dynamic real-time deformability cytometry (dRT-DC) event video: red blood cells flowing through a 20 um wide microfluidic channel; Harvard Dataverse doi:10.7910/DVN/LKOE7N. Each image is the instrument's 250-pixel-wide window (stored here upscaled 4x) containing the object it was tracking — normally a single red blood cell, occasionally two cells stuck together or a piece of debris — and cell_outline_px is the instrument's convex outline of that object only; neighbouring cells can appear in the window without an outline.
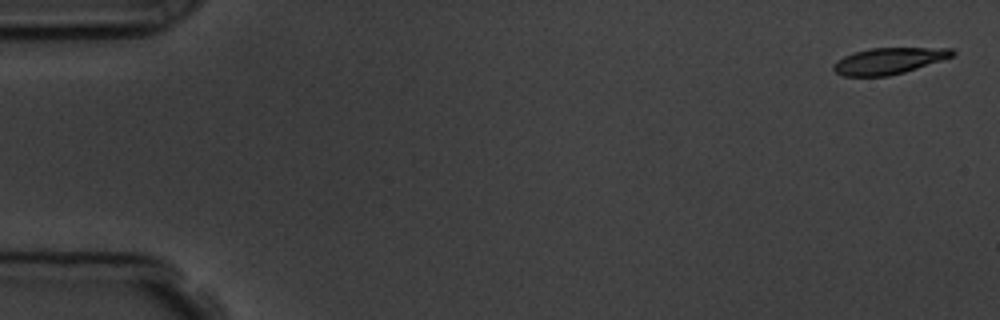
{"species": "common noctule bat (a hibernating species)", "species_latin": "Nyctalus noctula", "temperature_condition": "room temperature", "stored_images_in_passage": 5, "camera_frame_rate_fps": 3000, "um_per_image_px": 0.085, "animal": {"sex": "male", "body_mass_g": 19.5, "forearm_length_mm": 54.6}, "frame": {"image": 1, "passage_image": 1, "time_ms": 0.0, "image_size_px": [1000, 320], "cell_outline_px": [[956, 52], [952, 56], [904, 72], [888, 76], [844, 76], [836, 72], [832, 68], [832, 64], [844, 56], [852, 52], [868, 48], [952, 48]], "centroid_in_image_um": [75.49, 5.17], "position_along_channel_um": 9.5, "area_um2": 18.09}}
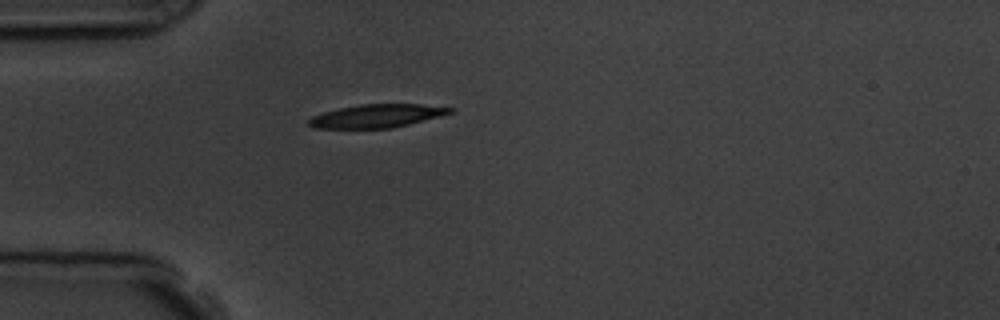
{"frame": {"image": 2, "passage_image": 5, "time_ms": 4.667, "image_size_px": [1000, 320], "cell_outline_px": [[456, 108], [452, 112], [440, 116], [392, 128], [312, 128], [308, 124], [308, 120], [312, 116], [324, 112], [340, 108], [360, 104], [420, 104]], "centroid_in_image_um": [32.02, 9.85], "position_along_channel_um": 53.0, "area_um2": 19.02}}